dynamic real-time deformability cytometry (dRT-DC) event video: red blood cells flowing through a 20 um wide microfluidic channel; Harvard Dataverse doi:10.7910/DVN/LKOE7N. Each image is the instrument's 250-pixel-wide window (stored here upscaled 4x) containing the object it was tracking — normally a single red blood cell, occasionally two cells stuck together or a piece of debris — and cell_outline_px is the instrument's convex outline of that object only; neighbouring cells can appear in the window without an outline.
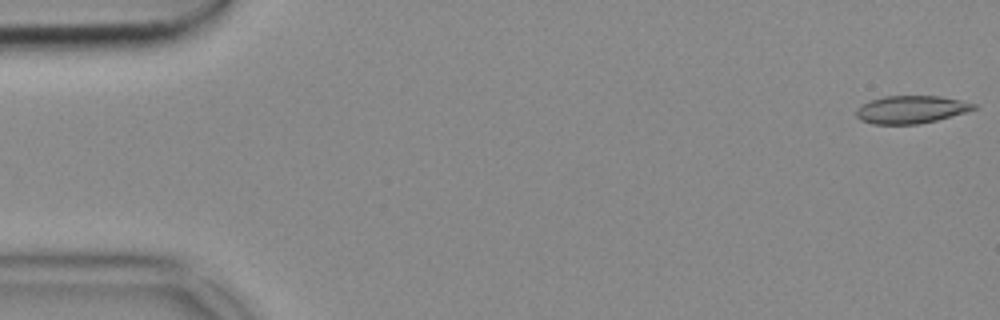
{"species": "common noctule bat (a hibernating species)", "species_latin": "Nyctalus noctula", "temperature_condition": "cold", "stored_images_in_passage": 13, "camera_frame_rate_fps": 3000, "um_per_image_px": 0.085, "animal": {"sex": "female", "body_mass_g": 18.4}, "frame": {"image": 1, "passage_image": 1, "time_ms": 0.0, "image_size_px": [1000, 320], "cell_outline_px": [[976, 108], [964, 112], [936, 120], [920, 124], [872, 124], [860, 120], [856, 116], [856, 108], [868, 100], [884, 96], [940, 96], [960, 100], [976, 104]], "centroid_in_image_um": [77.37, 9.3], "position_along_channel_um": 7.6, "area_um2": 18.96}}
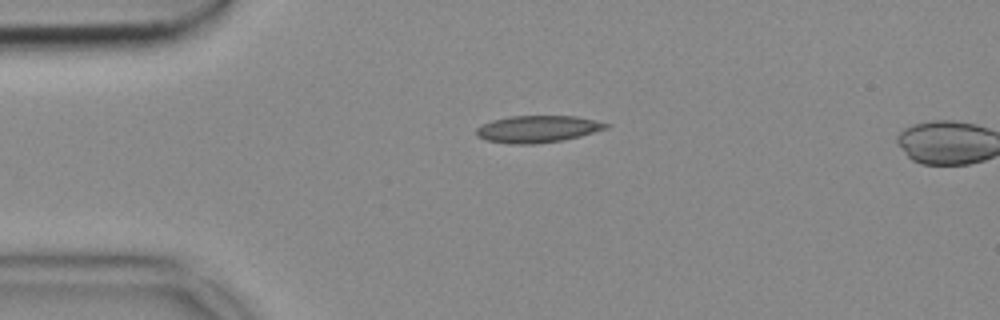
{"frame": {"image": 2, "passage_image": 12, "time_ms": 3.667, "image_size_px": [1000, 320], "cell_outline_px": [[612, 124], [608, 128], [580, 136], [564, 140], [532, 144], [512, 144], [484, 140], [476, 136], [476, 128], [492, 120], [508, 116], [576, 116]], "centroid_in_image_um": [45.69, 10.97], "position_along_channel_um": 39.3, "area_um2": 20.46}}